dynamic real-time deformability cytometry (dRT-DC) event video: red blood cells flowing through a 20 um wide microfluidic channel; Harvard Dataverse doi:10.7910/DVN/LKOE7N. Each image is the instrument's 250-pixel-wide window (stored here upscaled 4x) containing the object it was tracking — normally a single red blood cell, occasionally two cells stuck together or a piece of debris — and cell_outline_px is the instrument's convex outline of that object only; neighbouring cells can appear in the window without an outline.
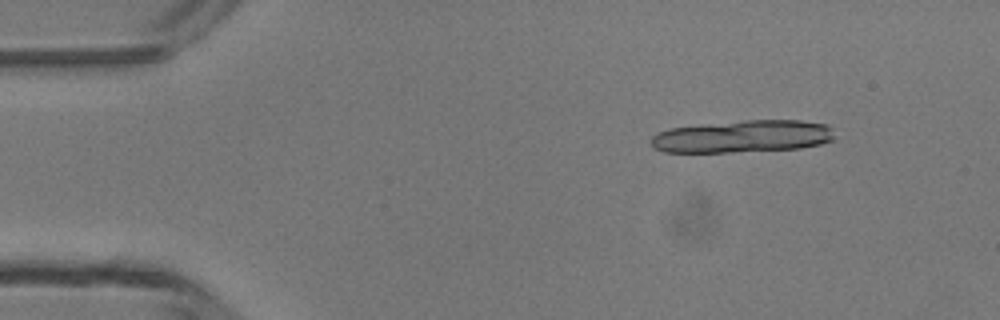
{"species": "common noctule bat (a hibernating species)", "species_latin": "Nyctalus noctula", "temperature_condition": "room temperature", "stored_images_in_passage": 5, "camera_frame_rate_fps": 3000, "um_per_image_px": 0.085, "animal": {"sex": "male", "body_mass_g": 13.3}, "frame": {"image": 1, "passage_image": 2, "time_ms": 1.0, "image_size_px": [1000, 320], "cell_outline_px": [[832, 140], [820, 144], [800, 148], [728, 152], [664, 152], [656, 148], [652, 144], [652, 136], [668, 128], [704, 124], [744, 120], [800, 120], [828, 124], [832, 128]], "centroid_in_image_um": [63.14, 11.59], "position_along_channel_um": 21.9, "area_um2": 34.45}}